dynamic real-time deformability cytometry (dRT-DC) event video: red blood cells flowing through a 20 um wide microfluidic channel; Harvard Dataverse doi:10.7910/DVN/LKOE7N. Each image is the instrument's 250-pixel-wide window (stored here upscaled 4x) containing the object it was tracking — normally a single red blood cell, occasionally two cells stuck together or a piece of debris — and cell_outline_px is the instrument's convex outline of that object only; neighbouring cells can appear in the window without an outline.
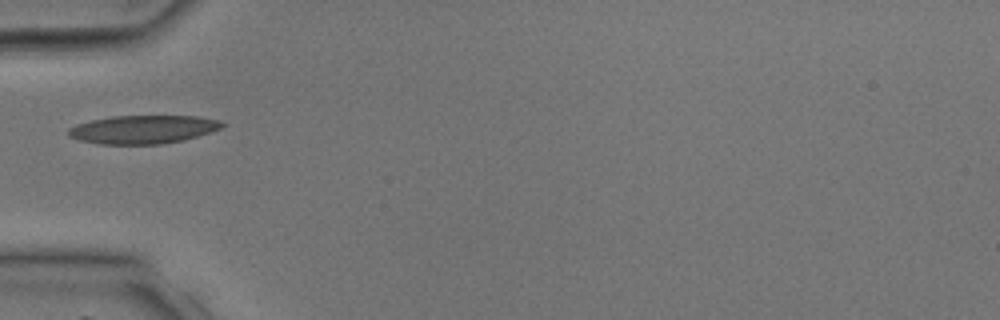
{"species": "common noctule bat (a hibernating species)", "species_latin": "Nyctalus noctula", "temperature_condition": "room temperature", "stored_images_in_passage": 27, "camera_frame_rate_fps": 3000, "um_per_image_px": 0.085, "animal": {"sex": "male", "body_mass_g": 17.9, "forearm_length_mm": 54.2}, "frame": {"image": 1, "passage_image": 1, "time_ms": 0.0, "image_size_px": [1000, 320], "cell_outline_px": [[228, 124], [220, 128], [184, 140], [160, 144], [100, 144], [80, 140], [68, 136], [68, 128], [76, 124], [92, 120], [112, 116], [196, 116], [220, 120]], "centroid_in_image_um": [12.15, 11.0], "position_along_channel_um": 72.8, "area_um2": 25.32}}
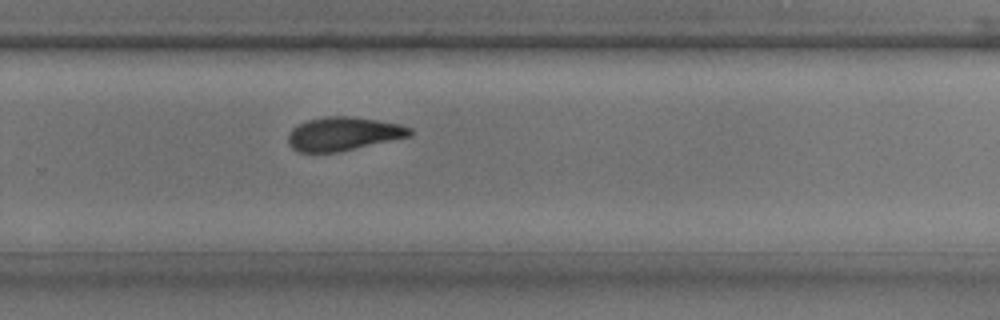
{"frame": {"image": 2, "passage_image": 14, "time_ms": 4.333, "image_size_px": [1000, 320], "cell_outline_px": [[412, 136], [336, 152], [300, 152], [292, 148], [288, 144], [288, 132], [296, 124], [308, 120], [324, 116], [348, 116], [376, 120], [400, 124], [412, 128]], "centroid_in_image_um": [29.16, 11.37], "position_along_channel_um": 300.6, "area_um2": 23.81}}
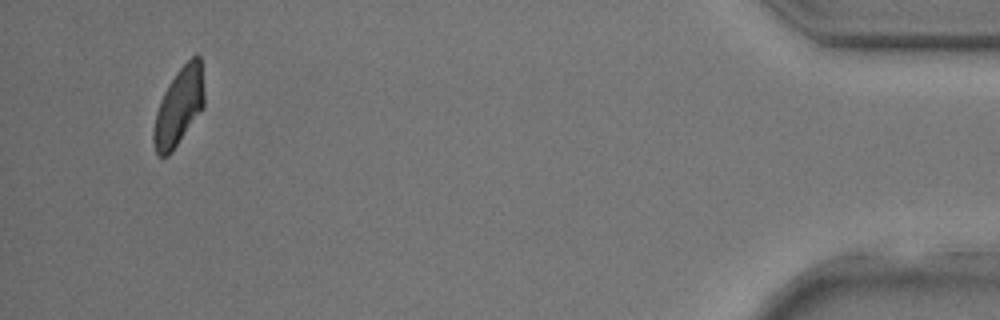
{"frame": {"image": 3, "passage_image": 25, "time_ms": 8.0, "image_size_px": [1000, 320], "cell_outline_px": [[204, 108], [172, 152], [168, 156], [160, 156], [156, 152], [152, 140], [152, 132], [156, 112], [160, 100], [168, 84], [176, 72], [196, 52], [200, 56], [204, 88]], "centroid_in_image_um": [15.21, 9.06], "position_along_channel_um": 420.0, "area_um2": 23.18}}